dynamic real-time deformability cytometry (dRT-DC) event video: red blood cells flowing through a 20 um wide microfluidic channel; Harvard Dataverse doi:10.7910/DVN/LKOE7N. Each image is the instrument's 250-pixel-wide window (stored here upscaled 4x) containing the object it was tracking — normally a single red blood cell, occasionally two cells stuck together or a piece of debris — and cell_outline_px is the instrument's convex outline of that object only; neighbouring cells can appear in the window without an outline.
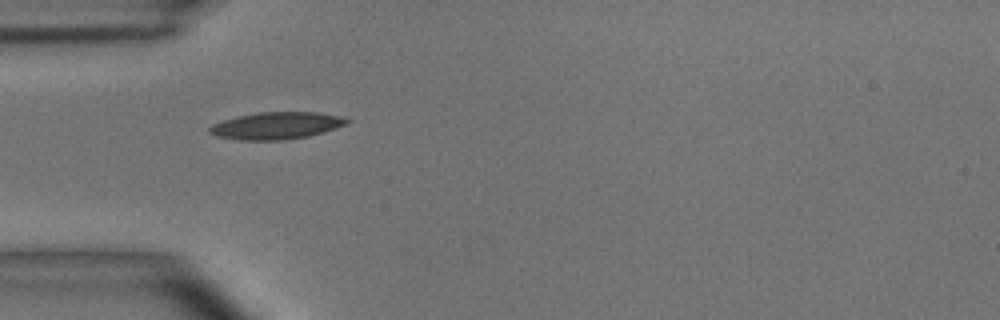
{"species": "common noctule bat (a hibernating species)", "species_latin": "Nyctalus noctula", "temperature_condition": "room temperature", "stored_images_in_passage": 39, "camera_frame_rate_fps": 3000, "um_per_image_px": 0.085, "animal": {"sex": "male", "body_mass_g": 15.6}, "frame": {"image": 1, "passage_image": 1, "time_ms": 0.0, "image_size_px": [1000, 320], "cell_outline_px": [[352, 120], [348, 124], [308, 136], [284, 140], [240, 140], [216, 136], [208, 132], [208, 128], [212, 124], [236, 116], [260, 112], [320, 112], [344, 116]], "centroid_in_image_um": [23.52, 10.67], "position_along_channel_um": 61.5, "area_um2": 21.85}}
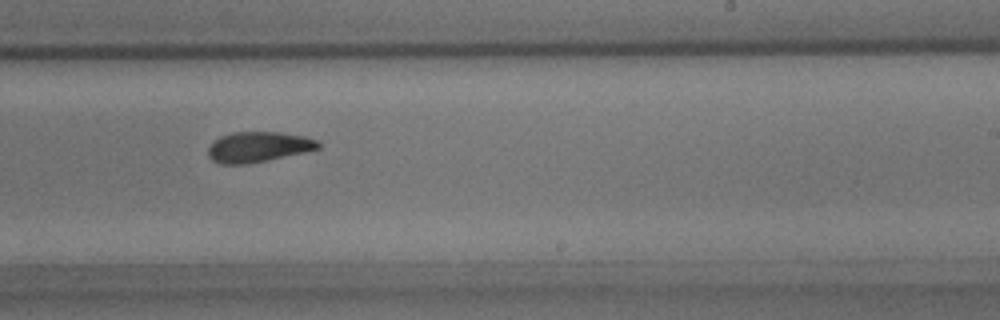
{"frame": {"image": 2, "passage_image": 18, "time_ms": 5.667, "image_size_px": [1000, 320], "cell_outline_px": [[320, 148], [304, 152], [244, 164], [220, 164], [212, 160], [208, 156], [208, 148], [220, 136], [232, 132], [280, 132], [304, 136], [320, 140]], "centroid_in_image_um": [21.96, 12.47], "position_along_channel_um": 267.0, "area_um2": 19.31}}
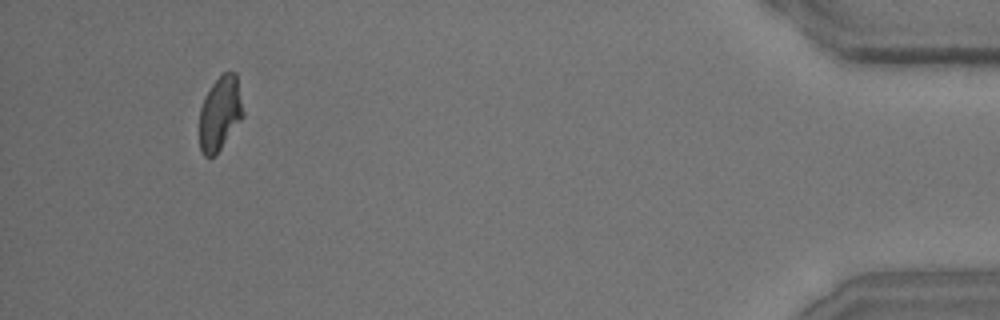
{"frame": {"image": 3, "passage_image": 36, "time_ms": 11.667, "image_size_px": [1000, 320], "cell_outline_px": [[244, 116], [220, 148], [212, 156], [204, 156], [200, 148], [200, 108], [204, 96], [212, 84], [224, 72], [236, 72], [244, 112]], "centroid_in_image_um": [18.71, 9.59], "position_along_channel_um": 416.5, "area_um2": 18.61}, "authors_computed_cell_mechanics": {"area_um2": 19.7676, "velocity_mm_per_s": 3.64, "shape_relaxation_time_tau1_ms": 4.6358, "shape_relaxation_time_tau2_ms": 5.2405, "deformation_change_tau1": 0.1572, "deformation_change_tau2": 0.1091}}